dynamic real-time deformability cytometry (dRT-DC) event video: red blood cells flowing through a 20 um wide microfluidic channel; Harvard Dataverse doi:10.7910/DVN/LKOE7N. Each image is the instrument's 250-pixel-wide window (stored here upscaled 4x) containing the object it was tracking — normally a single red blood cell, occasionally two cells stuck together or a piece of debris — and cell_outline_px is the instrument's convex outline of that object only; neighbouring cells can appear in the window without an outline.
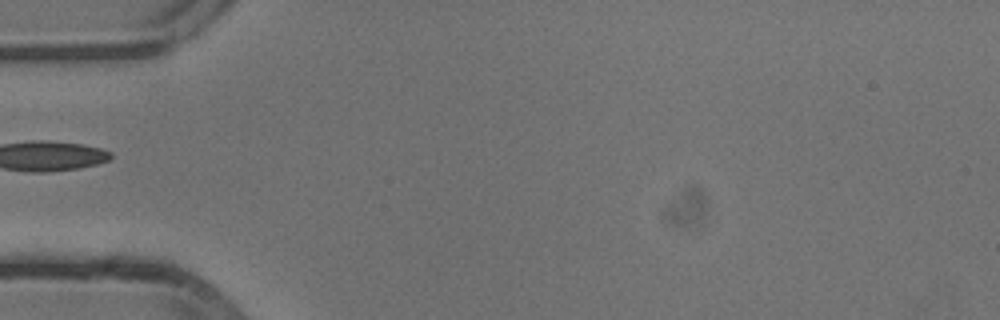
{"species": "common noctule bat (a hibernating species)", "species_latin": "Nyctalus noctula", "temperature_condition": "cold", "stored_images_in_passage": 23, "camera_frame_rate_fps": 3000, "um_per_image_px": 0.085, "animal": {"sex": "male", "body_mass_g": 13.3}, "frame": {"image": 1, "passage_image": 1, "time_ms": 0.0, "image_size_px": [1000, 320], "cell_outline_px": [[96, 160], [80, 164], [60, 168], [20, 168], [20, 144], [64, 144], [84, 148]], "centroid_in_image_um": [4.47, 13.26], "position_along_channel_um": 80.5, "area_um2": 11.04}}
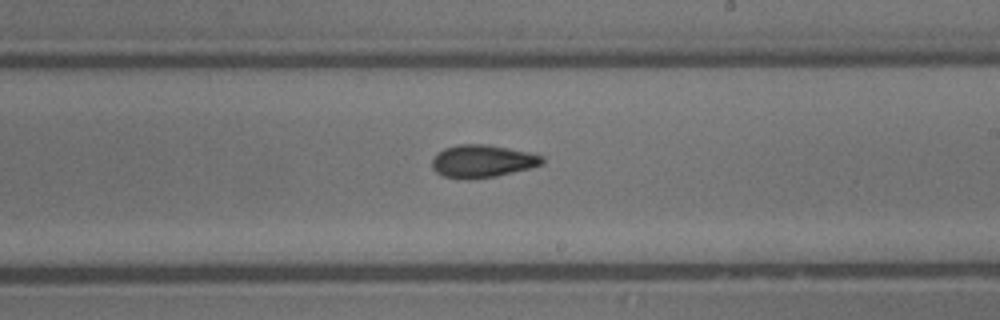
{"frame": {"image": 2, "passage_image": 14, "time_ms": 4.333, "image_size_px": [1000, 320], "cell_outline_px": [[540, 160], [536, 164], [500, 172], [476, 176], [460, 176], [448, 172], [436, 164], [436, 160], [444, 152], [456, 148], [488, 148], [532, 156]], "centroid_in_image_um": [40.98, 13.71], "position_along_channel_um": 248.0, "area_um2": 14.85}}
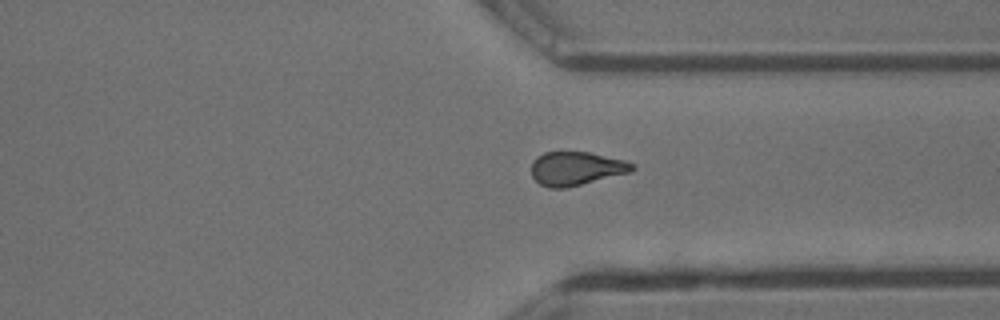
{"frame": {"image": 3, "passage_image": 23, "time_ms": 7.333, "image_size_px": [1000, 320], "cell_outline_px": [[632, 168], [576, 184], [548, 184], [536, 160], [552, 152], [576, 152], [596, 156], [628, 164]], "centroid_in_image_um": [49.03, 14.24], "position_along_channel_um": 362.4, "area_um2": 14.91}}